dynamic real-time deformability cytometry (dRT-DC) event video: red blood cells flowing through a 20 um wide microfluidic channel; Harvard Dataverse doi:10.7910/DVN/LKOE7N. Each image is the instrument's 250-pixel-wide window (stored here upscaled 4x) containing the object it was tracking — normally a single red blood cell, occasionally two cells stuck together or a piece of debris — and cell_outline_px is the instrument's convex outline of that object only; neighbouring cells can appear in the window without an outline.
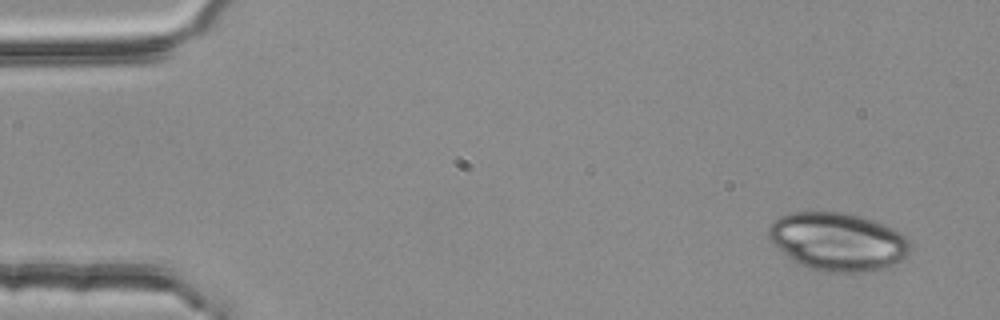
{"species": "common noctule bat (a hibernating species)", "species_latin": "Nyctalus noctula", "temperature_condition": "room temperature", "stored_images_in_passage": 3, "camera_frame_rate_fps": 3000, "um_per_image_px": 0.085, "animal": {"sex": "female", "body_mass_g": 25.1}, "frame": {"image": 1, "passage_image": 1, "time_ms": 0.0, "image_size_px": [1000, 320], "cell_outline_px": [[912, 248], [908, 256], [888, 268], [864, 272], [824, 272], [800, 264], [784, 252], [768, 236], [768, 228], [780, 216], [792, 212], [844, 212], [872, 220], [884, 224], [900, 232], [912, 244]], "centroid_in_image_um": [71.29, 20.54], "position_along_channel_um": 13.7, "area_um2": 47.69}}